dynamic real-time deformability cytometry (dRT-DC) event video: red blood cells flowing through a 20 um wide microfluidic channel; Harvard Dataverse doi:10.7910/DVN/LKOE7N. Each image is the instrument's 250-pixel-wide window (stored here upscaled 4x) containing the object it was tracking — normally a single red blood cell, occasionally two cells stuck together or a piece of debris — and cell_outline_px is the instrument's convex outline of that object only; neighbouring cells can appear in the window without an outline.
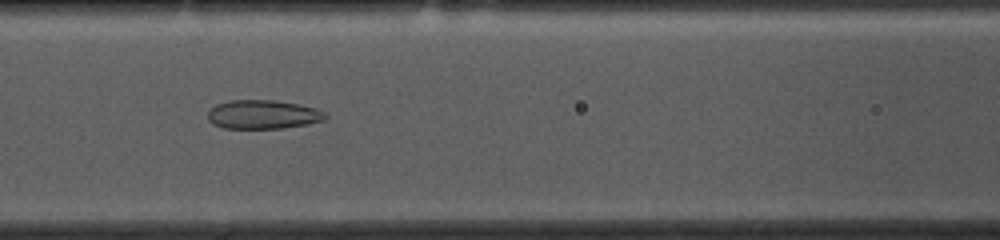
{"species": "common noctule bat (a hibernating species)", "species_latin": "Nyctalus noctula", "temperature_condition": "cold", "stored_images_in_passage": 53, "camera_frame_rate_fps": 3000, "um_per_image_px": 0.085, "animal": {"sex": "female", "body_mass_g": 10.0, "forearm_length_mm": 53.1}, "frame": {"image": 1, "passage_image": 21, "time_ms": 6.667, "image_size_px": [1000, 240], "cell_outline_px": [[328, 116], [324, 120], [308, 124], [280, 128], [224, 128], [212, 124], [208, 120], [208, 112], [216, 104], [232, 100], [276, 100], [300, 104], [316, 108], [324, 112]], "centroid_in_image_um": [22.36, 9.72], "position_along_channel_um": 144.2, "area_um2": 19.83}}
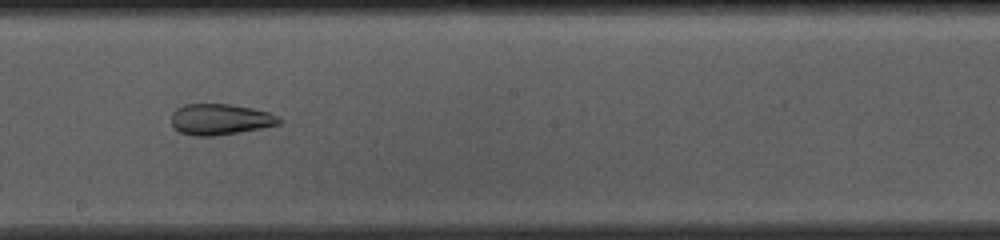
{"frame": {"image": 2, "passage_image": 28, "time_ms": 9.0, "image_size_px": [1000, 240], "cell_outline_px": [[284, 120], [280, 124], [240, 132], [216, 136], [192, 136], [180, 132], [172, 128], [172, 112], [176, 108], [184, 104], [232, 104], [252, 108], [268, 112], [280, 116]], "centroid_in_image_um": [18.72, 10.15], "position_along_channel_um": 229.5, "area_um2": 19.77}}
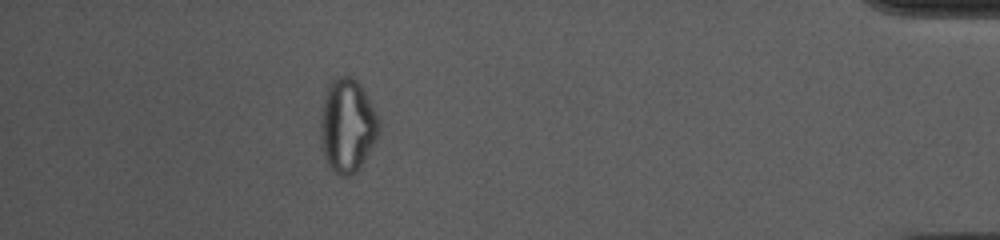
{"frame": {"image": 3, "passage_image": 47, "time_ms": 15.333, "image_size_px": [1000, 240], "cell_outline_px": [[380, 128], [376, 140], [360, 168], [352, 176], [340, 176], [328, 168], [320, 140], [320, 112], [324, 96], [328, 84], [336, 76], [352, 76], [364, 88], [380, 120]], "centroid_in_image_um": [29.52, 10.68], "position_along_channel_um": 405.7, "area_um2": 32.54}, "authors_computed_cell_mechanics": {"area_um2": 26.7036, "velocity_mm_per_s": 3.6592, "shape_relaxation_time_tau1_ms": null, "shape_relaxation_time_tau2_ms": 2.1216, "deformation_change_tau1": null, "deformation_change_tau2": 0.0929}}